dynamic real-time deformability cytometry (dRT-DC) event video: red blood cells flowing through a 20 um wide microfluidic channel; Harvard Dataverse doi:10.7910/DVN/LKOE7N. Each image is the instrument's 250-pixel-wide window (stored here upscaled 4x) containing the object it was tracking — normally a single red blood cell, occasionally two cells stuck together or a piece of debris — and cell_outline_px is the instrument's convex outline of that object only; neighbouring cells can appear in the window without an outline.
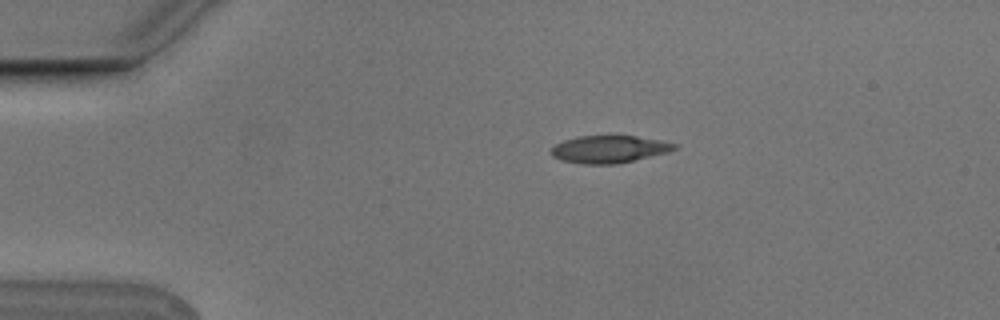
{"species": "Egyptian fruit bat (a non-hibernating species)", "species_latin": "Rousettus aegyptiacus", "temperature_condition": "cold", "stored_images_in_passage": 5, "camera_frame_rate_fps": 3000, "um_per_image_px": 0.085, "animal": {"sex": "male"}, "frame": {"image": 1, "passage_image": 1, "time_ms": 0.0, "image_size_px": [1000, 320], "cell_outline_px": [[676, 148], [668, 152], [616, 164], [584, 164], [560, 160], [552, 156], [552, 148], [556, 144], [564, 140], [580, 136], [636, 136], [676, 144]], "centroid_in_image_um": [51.74, 12.69], "position_along_channel_um": 33.3, "area_um2": 19.31}}
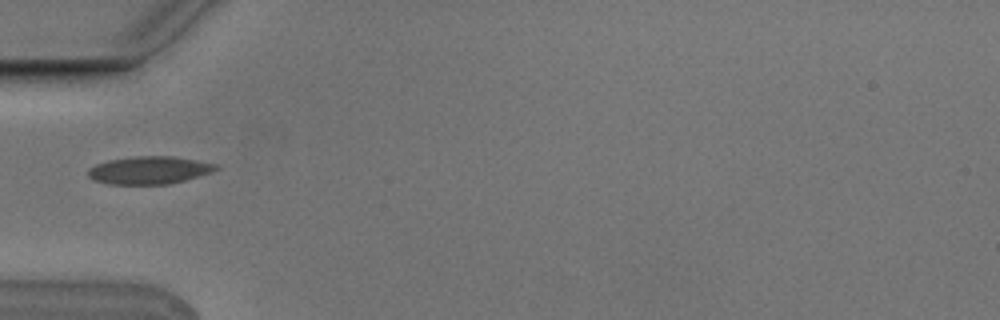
{"frame": {"image": 2, "passage_image": 3, "time_ms": 0.667, "image_size_px": [1000, 320], "cell_outline_px": [[220, 168], [212, 172], [184, 180], [168, 184], [108, 184], [92, 180], [88, 176], [88, 168], [96, 164], [108, 160], [132, 156], [172, 156], [220, 164]], "centroid_in_image_um": [12.68, 14.46], "position_along_channel_um": 72.3, "area_um2": 20.81}}
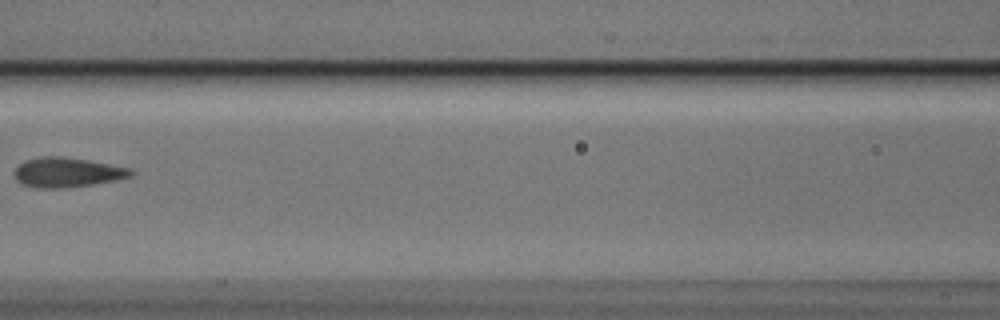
{"frame": {"image": 3, "passage_image": 5, "time_ms": 1.333, "image_size_px": [1000, 320], "cell_outline_px": [[136, 172], [132, 176], [116, 180], [92, 184], [56, 188], [36, 188], [20, 184], [16, 180], [16, 168], [20, 164], [28, 160], [48, 156], [56, 156], [88, 160], [132, 168]], "centroid_in_image_um": [5.76, 14.66], "position_along_channel_um": 160.8, "area_um2": 19.88}}